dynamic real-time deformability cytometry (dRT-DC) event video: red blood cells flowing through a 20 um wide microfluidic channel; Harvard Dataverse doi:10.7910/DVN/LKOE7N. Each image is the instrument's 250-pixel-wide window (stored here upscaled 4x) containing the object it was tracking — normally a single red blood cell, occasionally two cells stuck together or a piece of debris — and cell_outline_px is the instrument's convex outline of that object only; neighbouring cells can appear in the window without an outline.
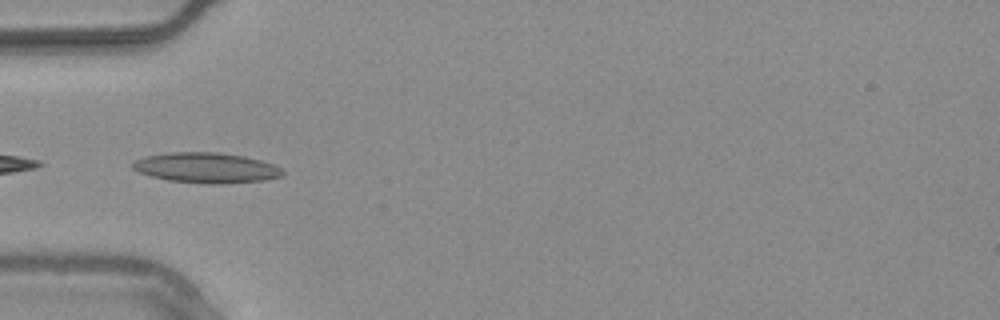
{"species": "common noctule bat (a hibernating species)", "species_latin": "Nyctalus noctula", "temperature_condition": "warm", "stored_images_in_passage": 14, "camera_frame_rate_fps": 3000, "um_per_image_px": 0.085, "animal": {"sex": "male", "body_mass_g": 20.4}, "frame": {"image": 1, "passage_image": 7, "time_ms": 2.0, "image_size_px": [1000, 320], "cell_outline_px": [[284, 176], [264, 180], [224, 184], [208, 184], [168, 180], [152, 176], [140, 172], [132, 168], [132, 164], [136, 160], [144, 156], [168, 152], [216, 152], [244, 156], [260, 160], [272, 164], [280, 168], [284, 172]], "centroid_in_image_um": [17.54, 14.26], "position_along_channel_um": 67.5, "area_um2": 26.47}}